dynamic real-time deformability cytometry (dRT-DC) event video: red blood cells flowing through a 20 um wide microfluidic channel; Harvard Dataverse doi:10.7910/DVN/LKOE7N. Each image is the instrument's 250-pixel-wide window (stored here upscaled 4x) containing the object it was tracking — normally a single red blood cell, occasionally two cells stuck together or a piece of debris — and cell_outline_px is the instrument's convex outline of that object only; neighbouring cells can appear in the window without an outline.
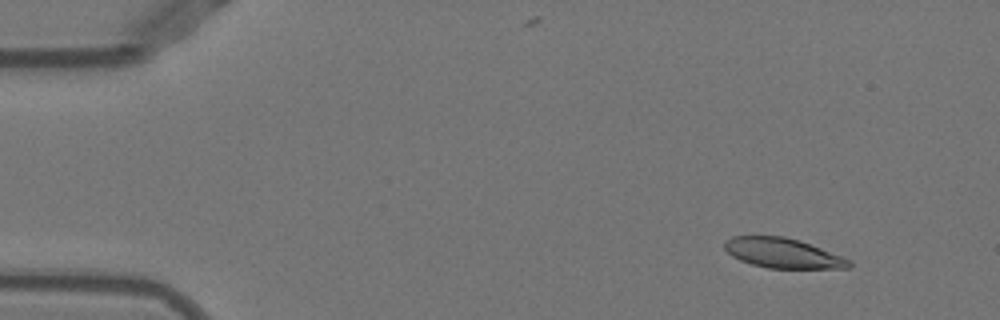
{"species": "Egyptian fruit bat (a non-hibernating species)", "species_latin": "Rousettus aegyptiacus", "temperature_condition": "warm", "stored_images_in_passage": 51, "camera_frame_rate_fps": 3000, "um_per_image_px": 0.085, "animal": {"sex": "female"}, "frame": {"image": 1, "passage_image": 5, "time_ms": 1.333, "image_size_px": [1000, 320], "cell_outline_px": [[852, 264], [848, 268], [768, 268], [752, 264], [740, 260], [732, 256], [724, 248], [724, 240], [732, 236], [784, 236], [800, 240], [840, 256], [848, 260]], "centroid_in_image_um": [66.48, 21.5], "position_along_channel_um": 18.5, "area_um2": 21.44}}
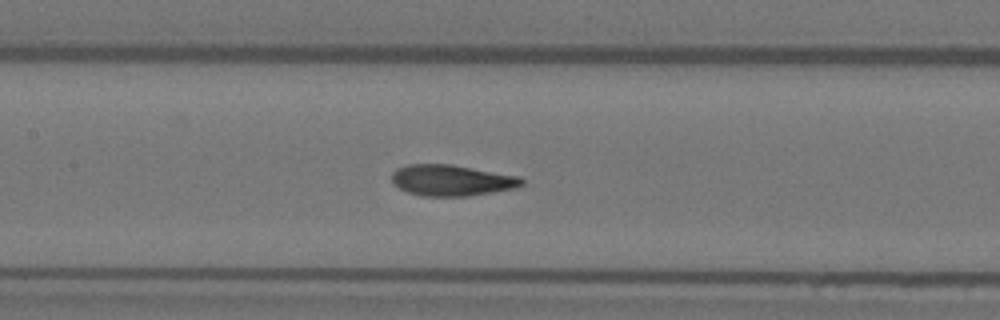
{"frame": {"image": 2, "passage_image": 24, "time_ms": 7.667, "image_size_px": [1000, 320], "cell_outline_px": [[524, 184], [516, 188], [468, 196], [424, 196], [408, 192], [400, 188], [392, 180], [392, 172], [396, 168], [408, 164], [452, 164], [520, 176], [524, 180]], "centroid_in_image_um": [38.42, 15.32], "position_along_channel_um": 169.0, "area_um2": 23.58}}
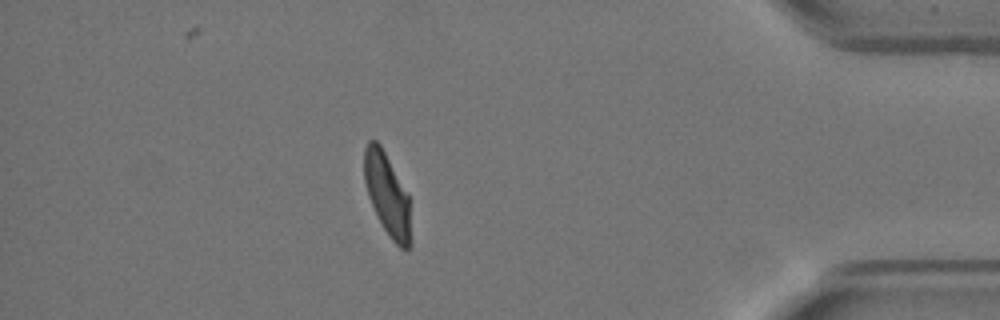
{"frame": {"image": 3, "passage_image": 45, "time_ms": 14.667, "image_size_px": [1000, 320], "cell_outline_px": [[412, 244], [408, 248], [400, 248], [392, 240], [384, 228], [368, 196], [364, 180], [364, 148], [368, 140], [376, 140], [380, 144], [408, 196]], "centroid_in_image_um": [32.91, 16.54], "position_along_channel_um": 402.3, "area_um2": 21.91}, "authors_computed_cell_mechanics": {"area_um2": 23.2934, "velocity_mm_per_s": 3.9222, "shape_relaxation_time_tau1_ms": 5.5449, "shape_relaxation_time_tau2_ms": 1.2142, "deformation_change_tau1": 0.2129, "deformation_change_tau2": 0.0822}}